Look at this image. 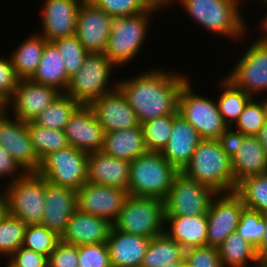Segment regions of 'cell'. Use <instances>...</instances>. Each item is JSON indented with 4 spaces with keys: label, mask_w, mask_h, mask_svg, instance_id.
<instances>
[{
    "label": "cell",
    "mask_w": 267,
    "mask_h": 267,
    "mask_svg": "<svg viewBox=\"0 0 267 267\" xmlns=\"http://www.w3.org/2000/svg\"><path fill=\"white\" fill-rule=\"evenodd\" d=\"M185 260L191 267H222L219 249L213 246L187 248Z\"/></svg>",
    "instance_id": "obj_45"
},
{
    "label": "cell",
    "mask_w": 267,
    "mask_h": 267,
    "mask_svg": "<svg viewBox=\"0 0 267 267\" xmlns=\"http://www.w3.org/2000/svg\"><path fill=\"white\" fill-rule=\"evenodd\" d=\"M184 267H191L190 265H188L186 262L184 263Z\"/></svg>",
    "instance_id": "obj_58"
},
{
    "label": "cell",
    "mask_w": 267,
    "mask_h": 267,
    "mask_svg": "<svg viewBox=\"0 0 267 267\" xmlns=\"http://www.w3.org/2000/svg\"><path fill=\"white\" fill-rule=\"evenodd\" d=\"M188 79L178 94L179 114L198 132L201 139L218 140L228 125L218 110L217 102L192 90ZM194 91V92H193Z\"/></svg>",
    "instance_id": "obj_9"
},
{
    "label": "cell",
    "mask_w": 267,
    "mask_h": 267,
    "mask_svg": "<svg viewBox=\"0 0 267 267\" xmlns=\"http://www.w3.org/2000/svg\"><path fill=\"white\" fill-rule=\"evenodd\" d=\"M185 257V249L166 233L150 239L141 265L143 267H163L181 261Z\"/></svg>",
    "instance_id": "obj_32"
},
{
    "label": "cell",
    "mask_w": 267,
    "mask_h": 267,
    "mask_svg": "<svg viewBox=\"0 0 267 267\" xmlns=\"http://www.w3.org/2000/svg\"><path fill=\"white\" fill-rule=\"evenodd\" d=\"M201 140L197 130L177 112L173 115L171 136L161 154L181 172Z\"/></svg>",
    "instance_id": "obj_23"
},
{
    "label": "cell",
    "mask_w": 267,
    "mask_h": 267,
    "mask_svg": "<svg viewBox=\"0 0 267 267\" xmlns=\"http://www.w3.org/2000/svg\"><path fill=\"white\" fill-rule=\"evenodd\" d=\"M158 69H149L131 79L129 77L117 82V87L137 114L140 124L157 117L176 114L179 91L189 79L181 72Z\"/></svg>",
    "instance_id": "obj_1"
},
{
    "label": "cell",
    "mask_w": 267,
    "mask_h": 267,
    "mask_svg": "<svg viewBox=\"0 0 267 267\" xmlns=\"http://www.w3.org/2000/svg\"><path fill=\"white\" fill-rule=\"evenodd\" d=\"M27 130L33 149L40 161L49 153L69 146L65 131L43 128L32 121L27 122Z\"/></svg>",
    "instance_id": "obj_36"
},
{
    "label": "cell",
    "mask_w": 267,
    "mask_h": 267,
    "mask_svg": "<svg viewBox=\"0 0 267 267\" xmlns=\"http://www.w3.org/2000/svg\"><path fill=\"white\" fill-rule=\"evenodd\" d=\"M7 259L9 267H48V257L22 246Z\"/></svg>",
    "instance_id": "obj_48"
},
{
    "label": "cell",
    "mask_w": 267,
    "mask_h": 267,
    "mask_svg": "<svg viewBox=\"0 0 267 267\" xmlns=\"http://www.w3.org/2000/svg\"><path fill=\"white\" fill-rule=\"evenodd\" d=\"M267 121V96L261 101L252 98L235 122V130L244 136H257Z\"/></svg>",
    "instance_id": "obj_39"
},
{
    "label": "cell",
    "mask_w": 267,
    "mask_h": 267,
    "mask_svg": "<svg viewBox=\"0 0 267 267\" xmlns=\"http://www.w3.org/2000/svg\"><path fill=\"white\" fill-rule=\"evenodd\" d=\"M42 31L47 41L73 36L76 33L77 14L83 0H44Z\"/></svg>",
    "instance_id": "obj_20"
},
{
    "label": "cell",
    "mask_w": 267,
    "mask_h": 267,
    "mask_svg": "<svg viewBox=\"0 0 267 267\" xmlns=\"http://www.w3.org/2000/svg\"><path fill=\"white\" fill-rule=\"evenodd\" d=\"M26 173L27 172L15 161L6 149L0 145V180L12 176L11 182H14Z\"/></svg>",
    "instance_id": "obj_49"
},
{
    "label": "cell",
    "mask_w": 267,
    "mask_h": 267,
    "mask_svg": "<svg viewBox=\"0 0 267 267\" xmlns=\"http://www.w3.org/2000/svg\"><path fill=\"white\" fill-rule=\"evenodd\" d=\"M6 185L2 192L6 197L7 212L26 225L41 224L45 208V178L37 172H27Z\"/></svg>",
    "instance_id": "obj_8"
},
{
    "label": "cell",
    "mask_w": 267,
    "mask_h": 267,
    "mask_svg": "<svg viewBox=\"0 0 267 267\" xmlns=\"http://www.w3.org/2000/svg\"><path fill=\"white\" fill-rule=\"evenodd\" d=\"M62 92L57 88L38 84L31 79L19 80L12 98L3 106L12 109L13 117L23 122L33 121Z\"/></svg>",
    "instance_id": "obj_14"
},
{
    "label": "cell",
    "mask_w": 267,
    "mask_h": 267,
    "mask_svg": "<svg viewBox=\"0 0 267 267\" xmlns=\"http://www.w3.org/2000/svg\"><path fill=\"white\" fill-rule=\"evenodd\" d=\"M117 159L132 161L147 152L141 125L125 130L105 132L102 150Z\"/></svg>",
    "instance_id": "obj_28"
},
{
    "label": "cell",
    "mask_w": 267,
    "mask_h": 267,
    "mask_svg": "<svg viewBox=\"0 0 267 267\" xmlns=\"http://www.w3.org/2000/svg\"><path fill=\"white\" fill-rule=\"evenodd\" d=\"M173 115H165L141 123L147 151L161 152L169 141Z\"/></svg>",
    "instance_id": "obj_38"
},
{
    "label": "cell",
    "mask_w": 267,
    "mask_h": 267,
    "mask_svg": "<svg viewBox=\"0 0 267 267\" xmlns=\"http://www.w3.org/2000/svg\"><path fill=\"white\" fill-rule=\"evenodd\" d=\"M131 267H143L142 265H137V266H131Z\"/></svg>",
    "instance_id": "obj_60"
},
{
    "label": "cell",
    "mask_w": 267,
    "mask_h": 267,
    "mask_svg": "<svg viewBox=\"0 0 267 267\" xmlns=\"http://www.w3.org/2000/svg\"><path fill=\"white\" fill-rule=\"evenodd\" d=\"M253 265L254 267H267V257H259Z\"/></svg>",
    "instance_id": "obj_56"
},
{
    "label": "cell",
    "mask_w": 267,
    "mask_h": 267,
    "mask_svg": "<svg viewBox=\"0 0 267 267\" xmlns=\"http://www.w3.org/2000/svg\"><path fill=\"white\" fill-rule=\"evenodd\" d=\"M112 18L133 16L148 11L152 6L146 0H90Z\"/></svg>",
    "instance_id": "obj_43"
},
{
    "label": "cell",
    "mask_w": 267,
    "mask_h": 267,
    "mask_svg": "<svg viewBox=\"0 0 267 267\" xmlns=\"http://www.w3.org/2000/svg\"><path fill=\"white\" fill-rule=\"evenodd\" d=\"M37 173L51 184L77 191L87 183L88 153L70 145L51 152L41 160Z\"/></svg>",
    "instance_id": "obj_10"
},
{
    "label": "cell",
    "mask_w": 267,
    "mask_h": 267,
    "mask_svg": "<svg viewBox=\"0 0 267 267\" xmlns=\"http://www.w3.org/2000/svg\"><path fill=\"white\" fill-rule=\"evenodd\" d=\"M105 132L139 127L137 114L117 87L89 105Z\"/></svg>",
    "instance_id": "obj_19"
},
{
    "label": "cell",
    "mask_w": 267,
    "mask_h": 267,
    "mask_svg": "<svg viewBox=\"0 0 267 267\" xmlns=\"http://www.w3.org/2000/svg\"><path fill=\"white\" fill-rule=\"evenodd\" d=\"M231 165L236 185L246 177L267 173V152L256 136H244Z\"/></svg>",
    "instance_id": "obj_27"
},
{
    "label": "cell",
    "mask_w": 267,
    "mask_h": 267,
    "mask_svg": "<svg viewBox=\"0 0 267 267\" xmlns=\"http://www.w3.org/2000/svg\"><path fill=\"white\" fill-rule=\"evenodd\" d=\"M4 107L0 104V111L3 109Z\"/></svg>",
    "instance_id": "obj_61"
},
{
    "label": "cell",
    "mask_w": 267,
    "mask_h": 267,
    "mask_svg": "<svg viewBox=\"0 0 267 267\" xmlns=\"http://www.w3.org/2000/svg\"><path fill=\"white\" fill-rule=\"evenodd\" d=\"M218 249L222 267H247L259 258L257 249L237 231L229 234Z\"/></svg>",
    "instance_id": "obj_31"
},
{
    "label": "cell",
    "mask_w": 267,
    "mask_h": 267,
    "mask_svg": "<svg viewBox=\"0 0 267 267\" xmlns=\"http://www.w3.org/2000/svg\"><path fill=\"white\" fill-rule=\"evenodd\" d=\"M59 241L60 236L42 224L27 225L22 247L48 257Z\"/></svg>",
    "instance_id": "obj_41"
},
{
    "label": "cell",
    "mask_w": 267,
    "mask_h": 267,
    "mask_svg": "<svg viewBox=\"0 0 267 267\" xmlns=\"http://www.w3.org/2000/svg\"><path fill=\"white\" fill-rule=\"evenodd\" d=\"M130 164V161L111 157L103 151L89 153L87 182L128 192Z\"/></svg>",
    "instance_id": "obj_24"
},
{
    "label": "cell",
    "mask_w": 267,
    "mask_h": 267,
    "mask_svg": "<svg viewBox=\"0 0 267 267\" xmlns=\"http://www.w3.org/2000/svg\"><path fill=\"white\" fill-rule=\"evenodd\" d=\"M115 68L117 67L104 53H88L83 66L70 78L64 93L80 105H90L101 95L117 88V82L112 85L113 87L110 82Z\"/></svg>",
    "instance_id": "obj_6"
},
{
    "label": "cell",
    "mask_w": 267,
    "mask_h": 267,
    "mask_svg": "<svg viewBox=\"0 0 267 267\" xmlns=\"http://www.w3.org/2000/svg\"><path fill=\"white\" fill-rule=\"evenodd\" d=\"M233 129V126L232 128L228 127L218 139L223 151L230 157V159H232L238 152V149L244 139V135L242 133Z\"/></svg>",
    "instance_id": "obj_50"
},
{
    "label": "cell",
    "mask_w": 267,
    "mask_h": 267,
    "mask_svg": "<svg viewBox=\"0 0 267 267\" xmlns=\"http://www.w3.org/2000/svg\"><path fill=\"white\" fill-rule=\"evenodd\" d=\"M31 80L38 84L55 87L62 93L66 91L70 79L66 74L62 55L52 41L45 43L37 71Z\"/></svg>",
    "instance_id": "obj_29"
},
{
    "label": "cell",
    "mask_w": 267,
    "mask_h": 267,
    "mask_svg": "<svg viewBox=\"0 0 267 267\" xmlns=\"http://www.w3.org/2000/svg\"><path fill=\"white\" fill-rule=\"evenodd\" d=\"M181 172L219 194L234 192L236 188L231 159L219 140L202 139Z\"/></svg>",
    "instance_id": "obj_2"
},
{
    "label": "cell",
    "mask_w": 267,
    "mask_h": 267,
    "mask_svg": "<svg viewBox=\"0 0 267 267\" xmlns=\"http://www.w3.org/2000/svg\"><path fill=\"white\" fill-rule=\"evenodd\" d=\"M68 145L85 153L101 151L105 131L89 105H80L66 124Z\"/></svg>",
    "instance_id": "obj_18"
},
{
    "label": "cell",
    "mask_w": 267,
    "mask_h": 267,
    "mask_svg": "<svg viewBox=\"0 0 267 267\" xmlns=\"http://www.w3.org/2000/svg\"><path fill=\"white\" fill-rule=\"evenodd\" d=\"M217 194L207 185L180 172L164 199L165 216L207 214L210 203Z\"/></svg>",
    "instance_id": "obj_11"
},
{
    "label": "cell",
    "mask_w": 267,
    "mask_h": 267,
    "mask_svg": "<svg viewBox=\"0 0 267 267\" xmlns=\"http://www.w3.org/2000/svg\"><path fill=\"white\" fill-rule=\"evenodd\" d=\"M52 42L57 46L62 55L66 74L70 79L83 66L88 52L84 49V46L80 43L76 35L57 38Z\"/></svg>",
    "instance_id": "obj_40"
},
{
    "label": "cell",
    "mask_w": 267,
    "mask_h": 267,
    "mask_svg": "<svg viewBox=\"0 0 267 267\" xmlns=\"http://www.w3.org/2000/svg\"><path fill=\"white\" fill-rule=\"evenodd\" d=\"M207 224V214L165 216V233L184 249L205 246Z\"/></svg>",
    "instance_id": "obj_26"
},
{
    "label": "cell",
    "mask_w": 267,
    "mask_h": 267,
    "mask_svg": "<svg viewBox=\"0 0 267 267\" xmlns=\"http://www.w3.org/2000/svg\"><path fill=\"white\" fill-rule=\"evenodd\" d=\"M79 267H112L106 243L78 246Z\"/></svg>",
    "instance_id": "obj_44"
},
{
    "label": "cell",
    "mask_w": 267,
    "mask_h": 267,
    "mask_svg": "<svg viewBox=\"0 0 267 267\" xmlns=\"http://www.w3.org/2000/svg\"><path fill=\"white\" fill-rule=\"evenodd\" d=\"M179 173L161 152L147 151L131 161L128 195L164 200Z\"/></svg>",
    "instance_id": "obj_4"
},
{
    "label": "cell",
    "mask_w": 267,
    "mask_h": 267,
    "mask_svg": "<svg viewBox=\"0 0 267 267\" xmlns=\"http://www.w3.org/2000/svg\"><path fill=\"white\" fill-rule=\"evenodd\" d=\"M7 213V202L4 192H0V220Z\"/></svg>",
    "instance_id": "obj_55"
},
{
    "label": "cell",
    "mask_w": 267,
    "mask_h": 267,
    "mask_svg": "<svg viewBox=\"0 0 267 267\" xmlns=\"http://www.w3.org/2000/svg\"><path fill=\"white\" fill-rule=\"evenodd\" d=\"M265 228L266 225L261 212L246 207L242 209L236 231L256 249L259 248L263 240Z\"/></svg>",
    "instance_id": "obj_42"
},
{
    "label": "cell",
    "mask_w": 267,
    "mask_h": 267,
    "mask_svg": "<svg viewBox=\"0 0 267 267\" xmlns=\"http://www.w3.org/2000/svg\"><path fill=\"white\" fill-rule=\"evenodd\" d=\"M19 79L15 74L11 59L0 58V104L4 106L13 96Z\"/></svg>",
    "instance_id": "obj_46"
},
{
    "label": "cell",
    "mask_w": 267,
    "mask_h": 267,
    "mask_svg": "<svg viewBox=\"0 0 267 267\" xmlns=\"http://www.w3.org/2000/svg\"><path fill=\"white\" fill-rule=\"evenodd\" d=\"M263 217H264L266 228H265V234H264L263 240L261 244L259 245V248L257 249V253L259 257H267V213H264Z\"/></svg>",
    "instance_id": "obj_51"
},
{
    "label": "cell",
    "mask_w": 267,
    "mask_h": 267,
    "mask_svg": "<svg viewBox=\"0 0 267 267\" xmlns=\"http://www.w3.org/2000/svg\"><path fill=\"white\" fill-rule=\"evenodd\" d=\"M151 6H154L158 9H163L164 7L170 6V4H174L176 0H146Z\"/></svg>",
    "instance_id": "obj_54"
},
{
    "label": "cell",
    "mask_w": 267,
    "mask_h": 267,
    "mask_svg": "<svg viewBox=\"0 0 267 267\" xmlns=\"http://www.w3.org/2000/svg\"><path fill=\"white\" fill-rule=\"evenodd\" d=\"M244 52L225 77L254 98L267 92V43L256 40Z\"/></svg>",
    "instance_id": "obj_12"
},
{
    "label": "cell",
    "mask_w": 267,
    "mask_h": 267,
    "mask_svg": "<svg viewBox=\"0 0 267 267\" xmlns=\"http://www.w3.org/2000/svg\"><path fill=\"white\" fill-rule=\"evenodd\" d=\"M127 197L124 189L87 182L77 190V209L114 224Z\"/></svg>",
    "instance_id": "obj_17"
},
{
    "label": "cell",
    "mask_w": 267,
    "mask_h": 267,
    "mask_svg": "<svg viewBox=\"0 0 267 267\" xmlns=\"http://www.w3.org/2000/svg\"><path fill=\"white\" fill-rule=\"evenodd\" d=\"M112 19L90 0H83L77 14L75 35L88 53H105Z\"/></svg>",
    "instance_id": "obj_16"
},
{
    "label": "cell",
    "mask_w": 267,
    "mask_h": 267,
    "mask_svg": "<svg viewBox=\"0 0 267 267\" xmlns=\"http://www.w3.org/2000/svg\"><path fill=\"white\" fill-rule=\"evenodd\" d=\"M113 226L121 232L150 239L164 234V200L128 195Z\"/></svg>",
    "instance_id": "obj_7"
},
{
    "label": "cell",
    "mask_w": 267,
    "mask_h": 267,
    "mask_svg": "<svg viewBox=\"0 0 267 267\" xmlns=\"http://www.w3.org/2000/svg\"><path fill=\"white\" fill-rule=\"evenodd\" d=\"M76 209V190L51 184L45 179V208L41 222L43 226L61 236Z\"/></svg>",
    "instance_id": "obj_21"
},
{
    "label": "cell",
    "mask_w": 267,
    "mask_h": 267,
    "mask_svg": "<svg viewBox=\"0 0 267 267\" xmlns=\"http://www.w3.org/2000/svg\"><path fill=\"white\" fill-rule=\"evenodd\" d=\"M158 8L152 6L148 11L133 16L113 18L105 56L116 66L123 67L140 52L149 29L151 14Z\"/></svg>",
    "instance_id": "obj_5"
},
{
    "label": "cell",
    "mask_w": 267,
    "mask_h": 267,
    "mask_svg": "<svg viewBox=\"0 0 267 267\" xmlns=\"http://www.w3.org/2000/svg\"><path fill=\"white\" fill-rule=\"evenodd\" d=\"M150 238L128 234L112 227L106 241L112 267H131L141 265Z\"/></svg>",
    "instance_id": "obj_25"
},
{
    "label": "cell",
    "mask_w": 267,
    "mask_h": 267,
    "mask_svg": "<svg viewBox=\"0 0 267 267\" xmlns=\"http://www.w3.org/2000/svg\"><path fill=\"white\" fill-rule=\"evenodd\" d=\"M47 40L37 32L28 36L9 56L19 80L31 79L37 71Z\"/></svg>",
    "instance_id": "obj_30"
},
{
    "label": "cell",
    "mask_w": 267,
    "mask_h": 267,
    "mask_svg": "<svg viewBox=\"0 0 267 267\" xmlns=\"http://www.w3.org/2000/svg\"><path fill=\"white\" fill-rule=\"evenodd\" d=\"M80 106L65 93H61L53 103H51L32 122L40 127L64 131L71 115Z\"/></svg>",
    "instance_id": "obj_34"
},
{
    "label": "cell",
    "mask_w": 267,
    "mask_h": 267,
    "mask_svg": "<svg viewBox=\"0 0 267 267\" xmlns=\"http://www.w3.org/2000/svg\"><path fill=\"white\" fill-rule=\"evenodd\" d=\"M78 246L59 241L48 256V267H77Z\"/></svg>",
    "instance_id": "obj_47"
},
{
    "label": "cell",
    "mask_w": 267,
    "mask_h": 267,
    "mask_svg": "<svg viewBox=\"0 0 267 267\" xmlns=\"http://www.w3.org/2000/svg\"><path fill=\"white\" fill-rule=\"evenodd\" d=\"M223 78L220 81L223 92L217 98V105L224 122L231 127V124L235 125L245 106L253 97L237 88L226 77Z\"/></svg>",
    "instance_id": "obj_33"
},
{
    "label": "cell",
    "mask_w": 267,
    "mask_h": 267,
    "mask_svg": "<svg viewBox=\"0 0 267 267\" xmlns=\"http://www.w3.org/2000/svg\"><path fill=\"white\" fill-rule=\"evenodd\" d=\"M265 151L267 152V121L264 126L260 129L258 135L256 136Z\"/></svg>",
    "instance_id": "obj_53"
},
{
    "label": "cell",
    "mask_w": 267,
    "mask_h": 267,
    "mask_svg": "<svg viewBox=\"0 0 267 267\" xmlns=\"http://www.w3.org/2000/svg\"><path fill=\"white\" fill-rule=\"evenodd\" d=\"M266 3L267 2H265L264 4H266ZM265 6H267V4ZM259 22H261L259 25L261 26L260 31H262V33H261L262 35L259 36V39L258 38H256V39H257V41L267 43V14L265 15L264 19L262 17V20Z\"/></svg>",
    "instance_id": "obj_52"
},
{
    "label": "cell",
    "mask_w": 267,
    "mask_h": 267,
    "mask_svg": "<svg viewBox=\"0 0 267 267\" xmlns=\"http://www.w3.org/2000/svg\"><path fill=\"white\" fill-rule=\"evenodd\" d=\"M186 262L185 257L178 262L170 263L167 265H164L163 267H184V263Z\"/></svg>",
    "instance_id": "obj_57"
},
{
    "label": "cell",
    "mask_w": 267,
    "mask_h": 267,
    "mask_svg": "<svg viewBox=\"0 0 267 267\" xmlns=\"http://www.w3.org/2000/svg\"><path fill=\"white\" fill-rule=\"evenodd\" d=\"M27 225L7 212L0 220V254L9 258L22 245Z\"/></svg>",
    "instance_id": "obj_37"
},
{
    "label": "cell",
    "mask_w": 267,
    "mask_h": 267,
    "mask_svg": "<svg viewBox=\"0 0 267 267\" xmlns=\"http://www.w3.org/2000/svg\"><path fill=\"white\" fill-rule=\"evenodd\" d=\"M261 1V3H265V2H267V0H259L258 2H260Z\"/></svg>",
    "instance_id": "obj_59"
},
{
    "label": "cell",
    "mask_w": 267,
    "mask_h": 267,
    "mask_svg": "<svg viewBox=\"0 0 267 267\" xmlns=\"http://www.w3.org/2000/svg\"><path fill=\"white\" fill-rule=\"evenodd\" d=\"M191 19L206 30L229 39H242L248 28L240 12L242 0H176Z\"/></svg>",
    "instance_id": "obj_3"
},
{
    "label": "cell",
    "mask_w": 267,
    "mask_h": 267,
    "mask_svg": "<svg viewBox=\"0 0 267 267\" xmlns=\"http://www.w3.org/2000/svg\"><path fill=\"white\" fill-rule=\"evenodd\" d=\"M244 207L234 192L218 193L212 199L207 212V246L218 248L229 234L236 232Z\"/></svg>",
    "instance_id": "obj_13"
},
{
    "label": "cell",
    "mask_w": 267,
    "mask_h": 267,
    "mask_svg": "<svg viewBox=\"0 0 267 267\" xmlns=\"http://www.w3.org/2000/svg\"><path fill=\"white\" fill-rule=\"evenodd\" d=\"M234 193L246 208L257 210L262 214L267 213V173L240 180Z\"/></svg>",
    "instance_id": "obj_35"
},
{
    "label": "cell",
    "mask_w": 267,
    "mask_h": 267,
    "mask_svg": "<svg viewBox=\"0 0 267 267\" xmlns=\"http://www.w3.org/2000/svg\"><path fill=\"white\" fill-rule=\"evenodd\" d=\"M113 227L109 221L76 209L60 236V241L76 246L106 243Z\"/></svg>",
    "instance_id": "obj_22"
},
{
    "label": "cell",
    "mask_w": 267,
    "mask_h": 267,
    "mask_svg": "<svg viewBox=\"0 0 267 267\" xmlns=\"http://www.w3.org/2000/svg\"><path fill=\"white\" fill-rule=\"evenodd\" d=\"M9 113L4 108L0 111V145L26 172H37L41 161L33 149L27 122L10 118Z\"/></svg>",
    "instance_id": "obj_15"
}]
</instances>
